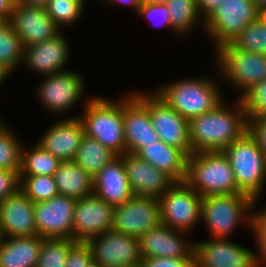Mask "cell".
Returning <instances> with one entry per match:
<instances>
[{
    "label": "cell",
    "mask_w": 266,
    "mask_h": 267,
    "mask_svg": "<svg viewBox=\"0 0 266 267\" xmlns=\"http://www.w3.org/2000/svg\"><path fill=\"white\" fill-rule=\"evenodd\" d=\"M226 101L215 110L188 120L192 153L223 151L248 131L242 99L236 98L232 105Z\"/></svg>",
    "instance_id": "obj_1"
},
{
    "label": "cell",
    "mask_w": 266,
    "mask_h": 267,
    "mask_svg": "<svg viewBox=\"0 0 266 267\" xmlns=\"http://www.w3.org/2000/svg\"><path fill=\"white\" fill-rule=\"evenodd\" d=\"M179 79L156 85L153 91L187 120L215 110L227 99L217 79L206 76Z\"/></svg>",
    "instance_id": "obj_2"
},
{
    "label": "cell",
    "mask_w": 266,
    "mask_h": 267,
    "mask_svg": "<svg viewBox=\"0 0 266 267\" xmlns=\"http://www.w3.org/2000/svg\"><path fill=\"white\" fill-rule=\"evenodd\" d=\"M83 112L78 117L86 136L98 140L117 156L127 152L124 135L123 97L116 100L102 96L86 98Z\"/></svg>",
    "instance_id": "obj_3"
},
{
    "label": "cell",
    "mask_w": 266,
    "mask_h": 267,
    "mask_svg": "<svg viewBox=\"0 0 266 267\" xmlns=\"http://www.w3.org/2000/svg\"><path fill=\"white\" fill-rule=\"evenodd\" d=\"M184 181L202 197L242 193L222 151L191 153L187 157Z\"/></svg>",
    "instance_id": "obj_4"
},
{
    "label": "cell",
    "mask_w": 266,
    "mask_h": 267,
    "mask_svg": "<svg viewBox=\"0 0 266 267\" xmlns=\"http://www.w3.org/2000/svg\"><path fill=\"white\" fill-rule=\"evenodd\" d=\"M254 201L244 193L202 197L201 221L209 238L230 239L240 225L249 228Z\"/></svg>",
    "instance_id": "obj_5"
},
{
    "label": "cell",
    "mask_w": 266,
    "mask_h": 267,
    "mask_svg": "<svg viewBox=\"0 0 266 267\" xmlns=\"http://www.w3.org/2000/svg\"><path fill=\"white\" fill-rule=\"evenodd\" d=\"M222 152L233 169L237 188L259 200L266 188V156L255 138L247 131Z\"/></svg>",
    "instance_id": "obj_6"
},
{
    "label": "cell",
    "mask_w": 266,
    "mask_h": 267,
    "mask_svg": "<svg viewBox=\"0 0 266 267\" xmlns=\"http://www.w3.org/2000/svg\"><path fill=\"white\" fill-rule=\"evenodd\" d=\"M216 76L239 91L242 98L256 84L266 79V55L234 48L230 43L214 50ZM218 67V68H217Z\"/></svg>",
    "instance_id": "obj_7"
},
{
    "label": "cell",
    "mask_w": 266,
    "mask_h": 267,
    "mask_svg": "<svg viewBox=\"0 0 266 267\" xmlns=\"http://www.w3.org/2000/svg\"><path fill=\"white\" fill-rule=\"evenodd\" d=\"M260 10L252 0H224L204 21L205 34L212 41L213 52L231 43L246 27L259 17Z\"/></svg>",
    "instance_id": "obj_8"
},
{
    "label": "cell",
    "mask_w": 266,
    "mask_h": 267,
    "mask_svg": "<svg viewBox=\"0 0 266 267\" xmlns=\"http://www.w3.org/2000/svg\"><path fill=\"white\" fill-rule=\"evenodd\" d=\"M42 82L39 83L35 96L39 98L40 105L54 116L62 115L72 110L83 97L86 92V80L82 74L77 71H65L56 74L43 76ZM64 114V115H63Z\"/></svg>",
    "instance_id": "obj_9"
},
{
    "label": "cell",
    "mask_w": 266,
    "mask_h": 267,
    "mask_svg": "<svg viewBox=\"0 0 266 267\" xmlns=\"http://www.w3.org/2000/svg\"><path fill=\"white\" fill-rule=\"evenodd\" d=\"M158 200L162 225L190 234L202 222V196L185 181L175 182Z\"/></svg>",
    "instance_id": "obj_10"
},
{
    "label": "cell",
    "mask_w": 266,
    "mask_h": 267,
    "mask_svg": "<svg viewBox=\"0 0 266 267\" xmlns=\"http://www.w3.org/2000/svg\"><path fill=\"white\" fill-rule=\"evenodd\" d=\"M133 92L148 106L149 117L156 133L165 144L180 149L187 157L192 153L188 120L170 107L154 91ZM143 92V93H142Z\"/></svg>",
    "instance_id": "obj_11"
},
{
    "label": "cell",
    "mask_w": 266,
    "mask_h": 267,
    "mask_svg": "<svg viewBox=\"0 0 266 267\" xmlns=\"http://www.w3.org/2000/svg\"><path fill=\"white\" fill-rule=\"evenodd\" d=\"M161 224L157 198L137 196L114 207L112 230L140 238Z\"/></svg>",
    "instance_id": "obj_12"
},
{
    "label": "cell",
    "mask_w": 266,
    "mask_h": 267,
    "mask_svg": "<svg viewBox=\"0 0 266 267\" xmlns=\"http://www.w3.org/2000/svg\"><path fill=\"white\" fill-rule=\"evenodd\" d=\"M87 244L91 248L93 261L104 267H140L139 238L111 229L91 238Z\"/></svg>",
    "instance_id": "obj_13"
},
{
    "label": "cell",
    "mask_w": 266,
    "mask_h": 267,
    "mask_svg": "<svg viewBox=\"0 0 266 267\" xmlns=\"http://www.w3.org/2000/svg\"><path fill=\"white\" fill-rule=\"evenodd\" d=\"M75 199L58 194L50 200L34 203V219L38 236L72 239Z\"/></svg>",
    "instance_id": "obj_14"
},
{
    "label": "cell",
    "mask_w": 266,
    "mask_h": 267,
    "mask_svg": "<svg viewBox=\"0 0 266 267\" xmlns=\"http://www.w3.org/2000/svg\"><path fill=\"white\" fill-rule=\"evenodd\" d=\"M194 257L195 267H258L254 251L231 239L195 241Z\"/></svg>",
    "instance_id": "obj_15"
},
{
    "label": "cell",
    "mask_w": 266,
    "mask_h": 267,
    "mask_svg": "<svg viewBox=\"0 0 266 267\" xmlns=\"http://www.w3.org/2000/svg\"><path fill=\"white\" fill-rule=\"evenodd\" d=\"M114 207L94 194L76 201L73 217V240L87 243L111 230Z\"/></svg>",
    "instance_id": "obj_16"
},
{
    "label": "cell",
    "mask_w": 266,
    "mask_h": 267,
    "mask_svg": "<svg viewBox=\"0 0 266 267\" xmlns=\"http://www.w3.org/2000/svg\"><path fill=\"white\" fill-rule=\"evenodd\" d=\"M123 96L124 135L127 153L137 154L161 138L152 126L148 106L132 91Z\"/></svg>",
    "instance_id": "obj_17"
},
{
    "label": "cell",
    "mask_w": 266,
    "mask_h": 267,
    "mask_svg": "<svg viewBox=\"0 0 266 267\" xmlns=\"http://www.w3.org/2000/svg\"><path fill=\"white\" fill-rule=\"evenodd\" d=\"M9 22L23 47L56 38L63 31L48 16L45 8L15 3Z\"/></svg>",
    "instance_id": "obj_18"
},
{
    "label": "cell",
    "mask_w": 266,
    "mask_h": 267,
    "mask_svg": "<svg viewBox=\"0 0 266 267\" xmlns=\"http://www.w3.org/2000/svg\"><path fill=\"white\" fill-rule=\"evenodd\" d=\"M62 32L56 38L24 47L22 65L38 76L68 71L71 56L69 40Z\"/></svg>",
    "instance_id": "obj_19"
},
{
    "label": "cell",
    "mask_w": 266,
    "mask_h": 267,
    "mask_svg": "<svg viewBox=\"0 0 266 267\" xmlns=\"http://www.w3.org/2000/svg\"><path fill=\"white\" fill-rule=\"evenodd\" d=\"M189 236L160 224L139 238L141 257L195 258V241Z\"/></svg>",
    "instance_id": "obj_20"
},
{
    "label": "cell",
    "mask_w": 266,
    "mask_h": 267,
    "mask_svg": "<svg viewBox=\"0 0 266 267\" xmlns=\"http://www.w3.org/2000/svg\"><path fill=\"white\" fill-rule=\"evenodd\" d=\"M120 156L134 195L159 199L176 182L137 154L126 152Z\"/></svg>",
    "instance_id": "obj_21"
},
{
    "label": "cell",
    "mask_w": 266,
    "mask_h": 267,
    "mask_svg": "<svg viewBox=\"0 0 266 267\" xmlns=\"http://www.w3.org/2000/svg\"><path fill=\"white\" fill-rule=\"evenodd\" d=\"M84 135V127L78 117H60L43 132L36 143L60 161H69L74 160Z\"/></svg>",
    "instance_id": "obj_22"
},
{
    "label": "cell",
    "mask_w": 266,
    "mask_h": 267,
    "mask_svg": "<svg viewBox=\"0 0 266 267\" xmlns=\"http://www.w3.org/2000/svg\"><path fill=\"white\" fill-rule=\"evenodd\" d=\"M0 224L4 237L37 236L34 203L19 189L0 202Z\"/></svg>",
    "instance_id": "obj_23"
},
{
    "label": "cell",
    "mask_w": 266,
    "mask_h": 267,
    "mask_svg": "<svg viewBox=\"0 0 266 267\" xmlns=\"http://www.w3.org/2000/svg\"><path fill=\"white\" fill-rule=\"evenodd\" d=\"M93 181V194L112 207L122 205L134 196L121 156H116L105 165Z\"/></svg>",
    "instance_id": "obj_24"
},
{
    "label": "cell",
    "mask_w": 266,
    "mask_h": 267,
    "mask_svg": "<svg viewBox=\"0 0 266 267\" xmlns=\"http://www.w3.org/2000/svg\"><path fill=\"white\" fill-rule=\"evenodd\" d=\"M137 155L149 164L171 176L176 182L186 178L187 156L163 141L153 142L143 147Z\"/></svg>",
    "instance_id": "obj_25"
},
{
    "label": "cell",
    "mask_w": 266,
    "mask_h": 267,
    "mask_svg": "<svg viewBox=\"0 0 266 267\" xmlns=\"http://www.w3.org/2000/svg\"><path fill=\"white\" fill-rule=\"evenodd\" d=\"M42 237H4L0 243V267H36Z\"/></svg>",
    "instance_id": "obj_26"
},
{
    "label": "cell",
    "mask_w": 266,
    "mask_h": 267,
    "mask_svg": "<svg viewBox=\"0 0 266 267\" xmlns=\"http://www.w3.org/2000/svg\"><path fill=\"white\" fill-rule=\"evenodd\" d=\"M54 179L58 194L75 200L88 197L94 193L93 177L73 160L61 161Z\"/></svg>",
    "instance_id": "obj_27"
},
{
    "label": "cell",
    "mask_w": 266,
    "mask_h": 267,
    "mask_svg": "<svg viewBox=\"0 0 266 267\" xmlns=\"http://www.w3.org/2000/svg\"><path fill=\"white\" fill-rule=\"evenodd\" d=\"M24 47L9 20H0V69L9 77L22 67Z\"/></svg>",
    "instance_id": "obj_28"
},
{
    "label": "cell",
    "mask_w": 266,
    "mask_h": 267,
    "mask_svg": "<svg viewBox=\"0 0 266 267\" xmlns=\"http://www.w3.org/2000/svg\"><path fill=\"white\" fill-rule=\"evenodd\" d=\"M117 155L98 140L84 135L74 157V162L94 177Z\"/></svg>",
    "instance_id": "obj_29"
},
{
    "label": "cell",
    "mask_w": 266,
    "mask_h": 267,
    "mask_svg": "<svg viewBox=\"0 0 266 267\" xmlns=\"http://www.w3.org/2000/svg\"><path fill=\"white\" fill-rule=\"evenodd\" d=\"M168 11L171 17L172 30L175 36L185 38L194 28L199 25L204 28V20L200 16L197 0H166Z\"/></svg>",
    "instance_id": "obj_30"
},
{
    "label": "cell",
    "mask_w": 266,
    "mask_h": 267,
    "mask_svg": "<svg viewBox=\"0 0 266 267\" xmlns=\"http://www.w3.org/2000/svg\"><path fill=\"white\" fill-rule=\"evenodd\" d=\"M61 161L34 142L32 146L22 147L20 175L54 176Z\"/></svg>",
    "instance_id": "obj_31"
},
{
    "label": "cell",
    "mask_w": 266,
    "mask_h": 267,
    "mask_svg": "<svg viewBox=\"0 0 266 267\" xmlns=\"http://www.w3.org/2000/svg\"><path fill=\"white\" fill-rule=\"evenodd\" d=\"M8 121L0 123V169L16 170L20 173L22 147L18 134L8 126ZM17 135V136H16Z\"/></svg>",
    "instance_id": "obj_32"
},
{
    "label": "cell",
    "mask_w": 266,
    "mask_h": 267,
    "mask_svg": "<svg viewBox=\"0 0 266 267\" xmlns=\"http://www.w3.org/2000/svg\"><path fill=\"white\" fill-rule=\"evenodd\" d=\"M76 243L72 239L42 238L36 267H66L69 250Z\"/></svg>",
    "instance_id": "obj_33"
},
{
    "label": "cell",
    "mask_w": 266,
    "mask_h": 267,
    "mask_svg": "<svg viewBox=\"0 0 266 267\" xmlns=\"http://www.w3.org/2000/svg\"><path fill=\"white\" fill-rule=\"evenodd\" d=\"M84 6L85 4L81 0H49L45 9L53 22L65 33L63 27L73 26L82 18Z\"/></svg>",
    "instance_id": "obj_34"
},
{
    "label": "cell",
    "mask_w": 266,
    "mask_h": 267,
    "mask_svg": "<svg viewBox=\"0 0 266 267\" xmlns=\"http://www.w3.org/2000/svg\"><path fill=\"white\" fill-rule=\"evenodd\" d=\"M20 180V189L33 203L50 200L58 195L54 176L20 175Z\"/></svg>",
    "instance_id": "obj_35"
},
{
    "label": "cell",
    "mask_w": 266,
    "mask_h": 267,
    "mask_svg": "<svg viewBox=\"0 0 266 267\" xmlns=\"http://www.w3.org/2000/svg\"><path fill=\"white\" fill-rule=\"evenodd\" d=\"M234 48L266 55V23L258 17L230 43Z\"/></svg>",
    "instance_id": "obj_36"
},
{
    "label": "cell",
    "mask_w": 266,
    "mask_h": 267,
    "mask_svg": "<svg viewBox=\"0 0 266 267\" xmlns=\"http://www.w3.org/2000/svg\"><path fill=\"white\" fill-rule=\"evenodd\" d=\"M260 200H255L251 213L249 230L255 237L256 250L254 252L255 261L258 267H266V207L256 209L257 203ZM255 208V209H254Z\"/></svg>",
    "instance_id": "obj_37"
},
{
    "label": "cell",
    "mask_w": 266,
    "mask_h": 267,
    "mask_svg": "<svg viewBox=\"0 0 266 267\" xmlns=\"http://www.w3.org/2000/svg\"><path fill=\"white\" fill-rule=\"evenodd\" d=\"M241 99L248 119L266 117V79L256 84Z\"/></svg>",
    "instance_id": "obj_38"
},
{
    "label": "cell",
    "mask_w": 266,
    "mask_h": 267,
    "mask_svg": "<svg viewBox=\"0 0 266 267\" xmlns=\"http://www.w3.org/2000/svg\"><path fill=\"white\" fill-rule=\"evenodd\" d=\"M136 14L140 17L142 16L149 22L152 21L155 24L154 26H156V24L159 27L164 26L170 29L172 33H175L172 30L170 13L165 3L141 4ZM152 22L151 24H153Z\"/></svg>",
    "instance_id": "obj_39"
},
{
    "label": "cell",
    "mask_w": 266,
    "mask_h": 267,
    "mask_svg": "<svg viewBox=\"0 0 266 267\" xmlns=\"http://www.w3.org/2000/svg\"><path fill=\"white\" fill-rule=\"evenodd\" d=\"M92 261L90 246L87 243L77 242L69 250L66 267H88Z\"/></svg>",
    "instance_id": "obj_40"
},
{
    "label": "cell",
    "mask_w": 266,
    "mask_h": 267,
    "mask_svg": "<svg viewBox=\"0 0 266 267\" xmlns=\"http://www.w3.org/2000/svg\"><path fill=\"white\" fill-rule=\"evenodd\" d=\"M20 173L16 170L0 169V202L20 189Z\"/></svg>",
    "instance_id": "obj_41"
},
{
    "label": "cell",
    "mask_w": 266,
    "mask_h": 267,
    "mask_svg": "<svg viewBox=\"0 0 266 267\" xmlns=\"http://www.w3.org/2000/svg\"><path fill=\"white\" fill-rule=\"evenodd\" d=\"M140 267H195V258H142Z\"/></svg>",
    "instance_id": "obj_42"
},
{
    "label": "cell",
    "mask_w": 266,
    "mask_h": 267,
    "mask_svg": "<svg viewBox=\"0 0 266 267\" xmlns=\"http://www.w3.org/2000/svg\"><path fill=\"white\" fill-rule=\"evenodd\" d=\"M248 131L266 156V117L248 119Z\"/></svg>",
    "instance_id": "obj_43"
},
{
    "label": "cell",
    "mask_w": 266,
    "mask_h": 267,
    "mask_svg": "<svg viewBox=\"0 0 266 267\" xmlns=\"http://www.w3.org/2000/svg\"><path fill=\"white\" fill-rule=\"evenodd\" d=\"M224 0H197L200 16L205 21Z\"/></svg>",
    "instance_id": "obj_44"
},
{
    "label": "cell",
    "mask_w": 266,
    "mask_h": 267,
    "mask_svg": "<svg viewBox=\"0 0 266 267\" xmlns=\"http://www.w3.org/2000/svg\"><path fill=\"white\" fill-rule=\"evenodd\" d=\"M15 3L14 0H0V20H9Z\"/></svg>",
    "instance_id": "obj_45"
},
{
    "label": "cell",
    "mask_w": 266,
    "mask_h": 267,
    "mask_svg": "<svg viewBox=\"0 0 266 267\" xmlns=\"http://www.w3.org/2000/svg\"><path fill=\"white\" fill-rule=\"evenodd\" d=\"M102 2H104V4L107 3L108 5L114 4L130 7L134 13H137L141 5L140 0H102Z\"/></svg>",
    "instance_id": "obj_46"
},
{
    "label": "cell",
    "mask_w": 266,
    "mask_h": 267,
    "mask_svg": "<svg viewBox=\"0 0 266 267\" xmlns=\"http://www.w3.org/2000/svg\"><path fill=\"white\" fill-rule=\"evenodd\" d=\"M49 0H18L16 3H22L29 6L45 8Z\"/></svg>",
    "instance_id": "obj_47"
},
{
    "label": "cell",
    "mask_w": 266,
    "mask_h": 267,
    "mask_svg": "<svg viewBox=\"0 0 266 267\" xmlns=\"http://www.w3.org/2000/svg\"><path fill=\"white\" fill-rule=\"evenodd\" d=\"M252 2L256 5V7L259 10L266 7V0H252Z\"/></svg>",
    "instance_id": "obj_48"
},
{
    "label": "cell",
    "mask_w": 266,
    "mask_h": 267,
    "mask_svg": "<svg viewBox=\"0 0 266 267\" xmlns=\"http://www.w3.org/2000/svg\"><path fill=\"white\" fill-rule=\"evenodd\" d=\"M7 79H10L9 76L0 69V87H2L1 85H3L4 82L6 83Z\"/></svg>",
    "instance_id": "obj_49"
},
{
    "label": "cell",
    "mask_w": 266,
    "mask_h": 267,
    "mask_svg": "<svg viewBox=\"0 0 266 267\" xmlns=\"http://www.w3.org/2000/svg\"><path fill=\"white\" fill-rule=\"evenodd\" d=\"M166 0H140L141 4L165 3Z\"/></svg>",
    "instance_id": "obj_50"
},
{
    "label": "cell",
    "mask_w": 266,
    "mask_h": 267,
    "mask_svg": "<svg viewBox=\"0 0 266 267\" xmlns=\"http://www.w3.org/2000/svg\"><path fill=\"white\" fill-rule=\"evenodd\" d=\"M259 17L266 23V7L260 10Z\"/></svg>",
    "instance_id": "obj_51"
},
{
    "label": "cell",
    "mask_w": 266,
    "mask_h": 267,
    "mask_svg": "<svg viewBox=\"0 0 266 267\" xmlns=\"http://www.w3.org/2000/svg\"><path fill=\"white\" fill-rule=\"evenodd\" d=\"M88 267H104V266H102V265H100V264H98V263L92 261V262L89 264Z\"/></svg>",
    "instance_id": "obj_52"
},
{
    "label": "cell",
    "mask_w": 266,
    "mask_h": 267,
    "mask_svg": "<svg viewBox=\"0 0 266 267\" xmlns=\"http://www.w3.org/2000/svg\"><path fill=\"white\" fill-rule=\"evenodd\" d=\"M3 239H4V234H3L1 224H0V243L3 241Z\"/></svg>",
    "instance_id": "obj_53"
}]
</instances>
